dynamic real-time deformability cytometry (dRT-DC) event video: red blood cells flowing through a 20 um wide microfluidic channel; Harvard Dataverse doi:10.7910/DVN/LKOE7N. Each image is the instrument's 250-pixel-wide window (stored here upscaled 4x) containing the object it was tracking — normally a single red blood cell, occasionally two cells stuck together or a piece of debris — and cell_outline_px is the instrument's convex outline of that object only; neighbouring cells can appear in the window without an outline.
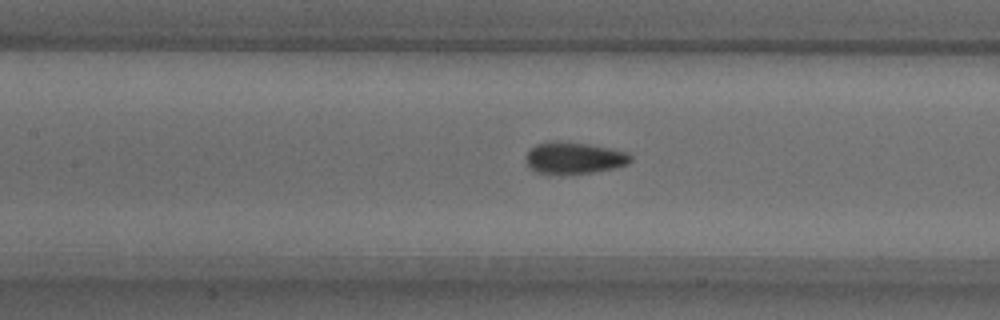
{"species": "common noctule bat (a hibernating species)", "species_latin": "Nyctalus noctula", "temperature_condition": "warm", "stored_images_in_passage": 52, "camera_frame_rate_fps": 3000, "um_per_image_px": 0.085, "animal": {"sex": "male", "body_mass_g": 18.8}, "frame": {"image": 1, "passage_image": 23, "time_ms": 7.333, "image_size_px": [1000, 320], "cell_outline_px": [[632, 160], [628, 164], [612, 168], [592, 172], [536, 172], [528, 168], [524, 160], [524, 156], [536, 144], [556, 140], [588, 144], [628, 152], [632, 156]], "centroid_in_image_um": [48.77, 13.39], "position_along_channel_um": 158.6, "area_um2": 19.02}}
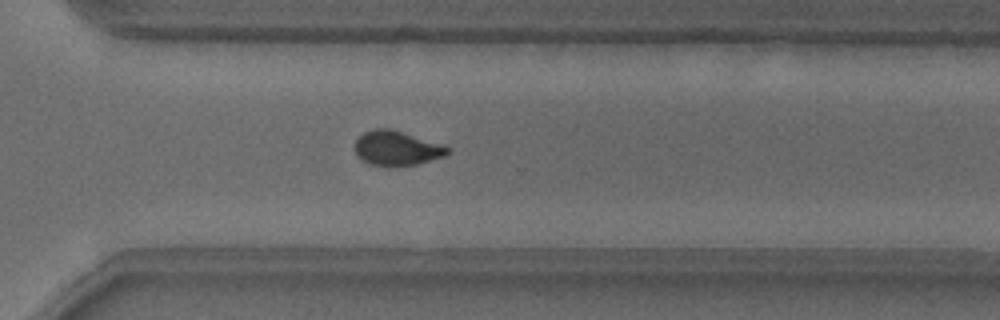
{"frame": {"image": 2, "passage_image": 37, "time_ms": 12.0, "image_size_px": [1000, 320], "cell_outline_px": [[452, 152], [444, 156], [416, 164], [396, 168], [388, 168], [368, 164], [356, 156], [352, 148], [352, 144], [364, 132], [372, 128], [388, 128], [444, 144], [452, 148]], "centroid_in_image_um": [33.69, 12.63], "position_along_channel_um": 336.9, "area_um2": 19.48}}
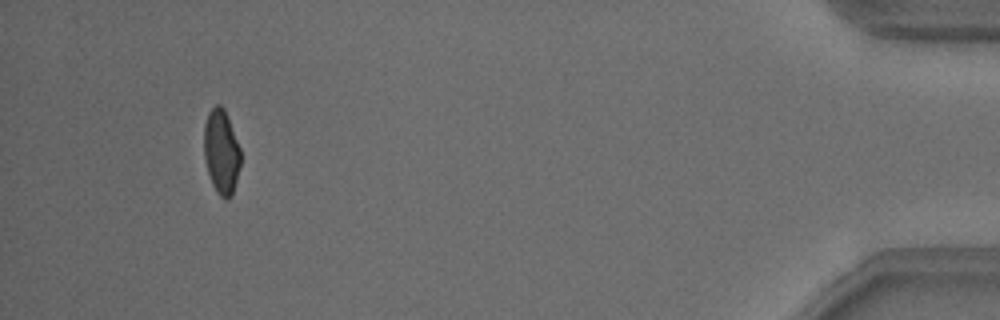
{"frame": {"image": 3, "passage_image": 49, "time_ms": 16.0, "image_size_px": [1000, 320], "cell_outline_px": [[240, 164], [232, 196], [228, 200], [224, 200], [216, 192], [212, 184], [204, 160], [204, 124], [208, 112], [216, 104], [220, 104], [224, 108], [240, 148]], "centroid_in_image_um": [18.8, 12.92], "position_along_channel_um": 416.4, "area_um2": 18.09}, "authors_computed_cell_mechanics": {"area_um2": 19.0162, "velocity_mm_per_s": 3.8289, "shape_relaxation_time_tau1_ms": 3.9551, "shape_relaxation_time_tau2_ms": null, "deformation_change_tau1": 0.1209, "deformation_change_tau2": null}}